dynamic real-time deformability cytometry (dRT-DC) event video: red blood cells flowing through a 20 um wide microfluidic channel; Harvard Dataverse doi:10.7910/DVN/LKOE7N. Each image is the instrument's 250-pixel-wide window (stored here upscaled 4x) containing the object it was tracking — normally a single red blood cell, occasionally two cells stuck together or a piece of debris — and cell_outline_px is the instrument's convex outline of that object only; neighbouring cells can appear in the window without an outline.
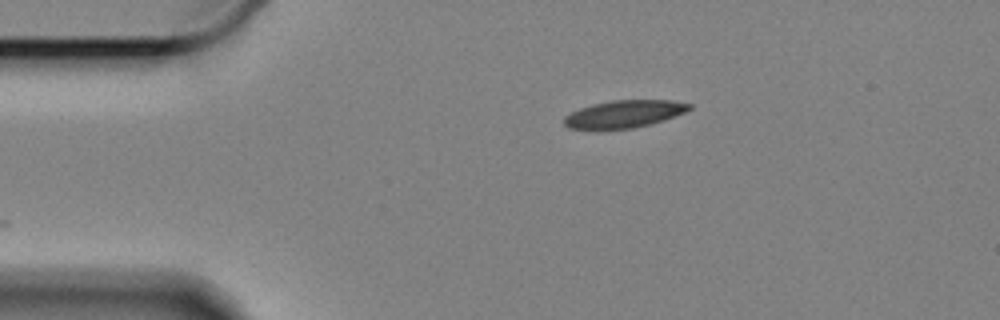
{"species": "Egyptian fruit bat (a non-hibernating species)", "species_latin": "Rousettus aegyptiacus", "temperature_condition": "cold", "stored_images_in_passage": 49, "camera_frame_rate_fps": 3000, "um_per_image_px": 0.085, "animal": {"sex": "female"}, "frame": {"image": 1, "passage_image": 1, "time_ms": 0.0, "image_size_px": [1000, 320], "cell_outline_px": [[692, 108], [684, 112], [664, 120], [632, 128], [568, 128], [564, 124], [564, 116], [580, 108], [592, 104], [612, 100], [672, 100], [692, 104]], "centroid_in_image_um": [53.07, 9.66], "position_along_channel_um": 31.9, "area_um2": 19.65}}
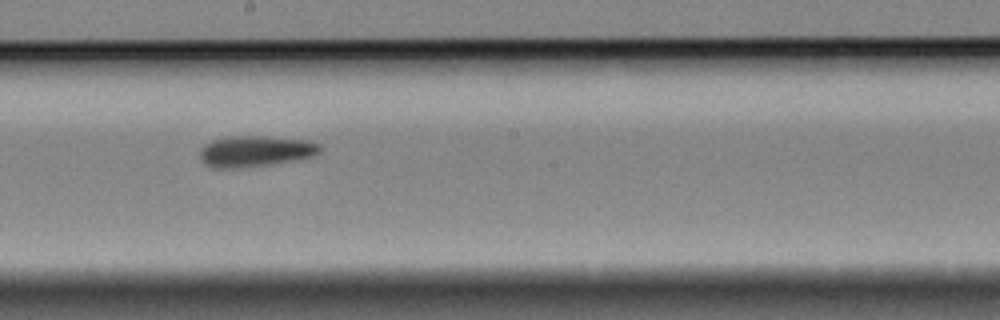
{"frame": {"image": 2, "passage_image": 22, "time_ms": 7.0, "image_size_px": [1000, 320], "cell_outline_px": [[320, 152], [316, 156], [300, 160], [272, 164], [236, 168], [212, 168], [204, 164], [200, 160], [200, 148], [204, 144], [212, 140], [228, 136], [268, 136], [308, 140], [320, 144]], "centroid_in_image_um": [21.72, 12.85], "position_along_channel_um": 226.5, "area_um2": 22.2}}
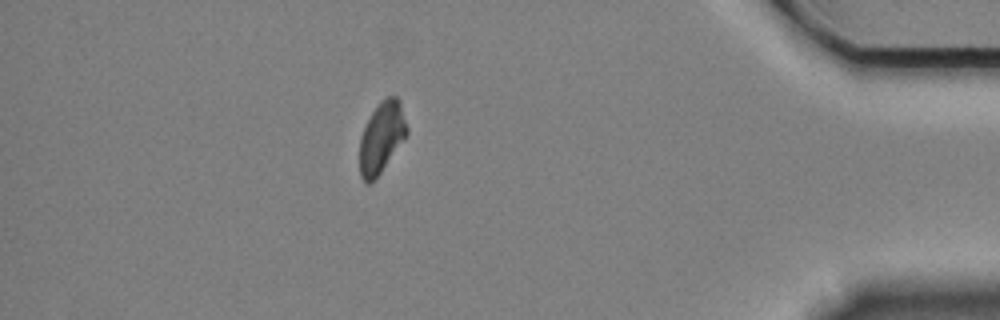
{"frame": {"image": 3, "passage_image": 42, "time_ms": 13.667, "image_size_px": [1000, 320], "cell_outline_px": [[408, 132], [380, 172], [368, 184], [360, 176], [360, 136], [372, 112], [380, 100], [388, 96], [396, 96], [400, 100], [408, 128]], "centroid_in_image_um": [32.43, 11.62], "position_along_channel_um": 402.8, "area_um2": 19.07}, "authors_computed_cell_mechanics": {"area_um2": 20.9814, "velocity_mm_per_s": 3.3142, "shape_relaxation_time_tau1_ms": 8.6687, "shape_relaxation_time_tau2_ms": 8.6369, "deformation_change_tau1": 0.1289, "deformation_change_tau2": 0.1241}}